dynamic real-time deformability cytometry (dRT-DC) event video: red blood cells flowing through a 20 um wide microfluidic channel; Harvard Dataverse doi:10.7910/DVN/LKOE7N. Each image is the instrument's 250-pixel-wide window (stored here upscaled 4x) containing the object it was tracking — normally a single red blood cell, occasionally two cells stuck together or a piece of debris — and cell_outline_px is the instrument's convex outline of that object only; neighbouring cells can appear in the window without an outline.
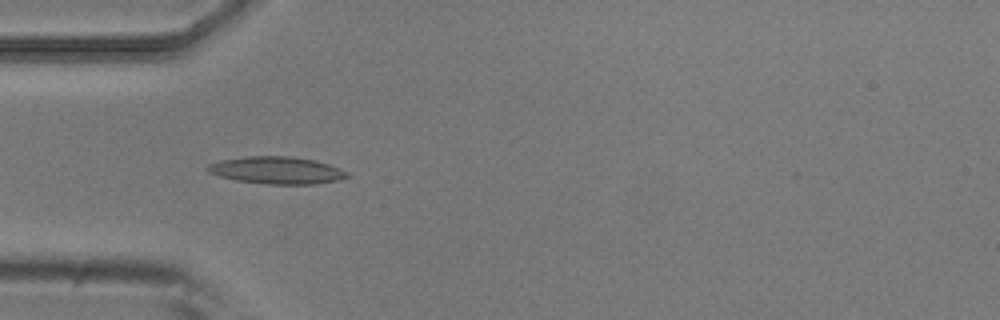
{"species": "common noctule bat (a hibernating species)", "species_latin": "Nyctalus noctula", "temperature_condition": "room temperature", "stored_images_in_passage": 9, "camera_frame_rate_fps": 3000, "um_per_image_px": 0.085, "animal": {"sex": "male", "body_mass_g": 20.5, "forearm_length_mm": 52.5}, "frame": {"image": 1, "passage_image": 4, "time_ms": 1.0, "image_size_px": [1000, 320], "cell_outline_px": [[348, 176], [336, 180], [312, 184], [268, 184], [236, 180], [220, 176], [208, 172], [204, 168], [208, 164], [220, 160], [248, 156], [292, 156], [316, 160], [328, 164], [348, 172]], "centroid_in_image_um": [23.48, 14.46], "position_along_channel_um": 61.5, "area_um2": 22.02}}
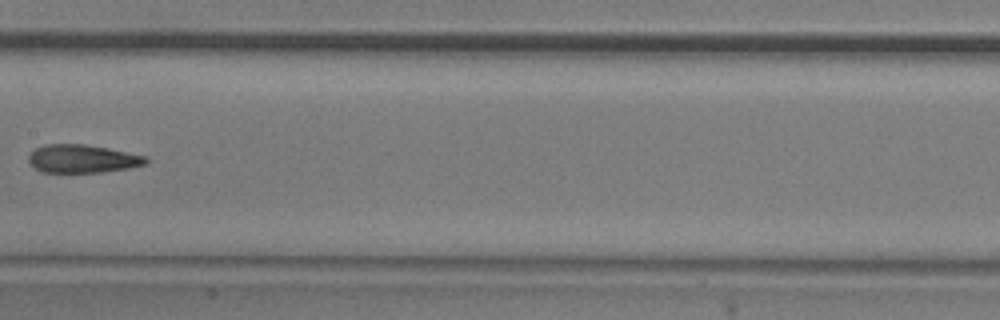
{"frame": {"image": 2, "passage_image": 7, "time_ms": 2.0, "image_size_px": [1000, 320], "cell_outline_px": [[148, 164], [128, 168], [100, 172], [44, 172], [28, 164], [28, 156], [36, 148], [48, 144], [84, 144], [108, 148], [148, 156]], "centroid_in_image_um": [7.03, 13.49], "position_along_channel_um": 200.4, "area_um2": 19.25}}
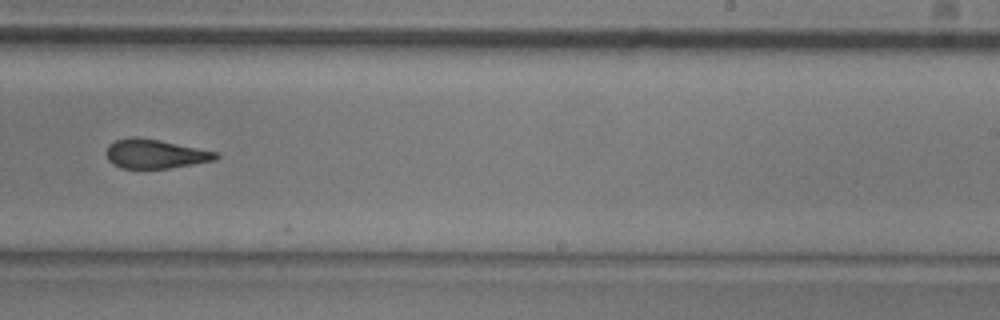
{"frame": {"image": 3, "passage_image": 9, "time_ms": 2.667, "image_size_px": [1000, 320], "cell_outline_px": [[220, 156], [216, 160], [168, 168], [120, 168], [112, 164], [108, 160], [108, 144], [116, 140], [132, 136], [136, 136], [160, 140], [216, 152]], "centroid_in_image_um": [13.17, 13.07], "position_along_channel_um": 275.8, "area_um2": 18.44}}